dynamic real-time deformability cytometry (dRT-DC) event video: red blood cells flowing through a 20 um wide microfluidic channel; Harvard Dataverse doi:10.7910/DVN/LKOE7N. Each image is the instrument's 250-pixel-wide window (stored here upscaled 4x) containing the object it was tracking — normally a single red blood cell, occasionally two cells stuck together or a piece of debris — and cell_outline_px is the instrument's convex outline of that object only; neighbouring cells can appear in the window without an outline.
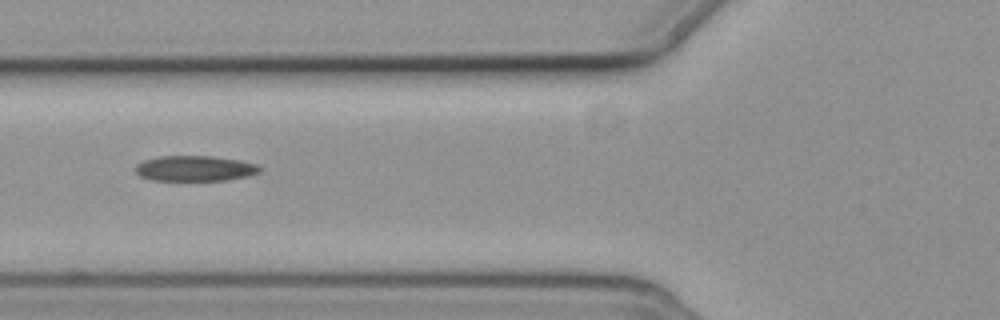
{"species": "common noctule bat (a hibernating species)", "species_latin": "Nyctalus noctula", "temperature_condition": "cold", "stored_images_in_passage": 12, "camera_frame_rate_fps": 3000, "um_per_image_px": 0.085, "animal": {"sex": "female", "body_mass_g": 19.3, "forearm_length_mm": 54.1}, "frame": {"image": 1, "passage_image": 3, "time_ms": 3.333, "image_size_px": [1000, 320], "cell_outline_px": [[264, 168], [260, 172], [248, 176], [228, 180], [152, 180], [140, 176], [136, 172], [136, 164], [144, 160], [160, 156], [212, 156], [240, 160], [260, 164]], "centroid_in_image_um": [16.64, 14.31], "position_along_channel_um": 109.2, "area_um2": 18.61}}
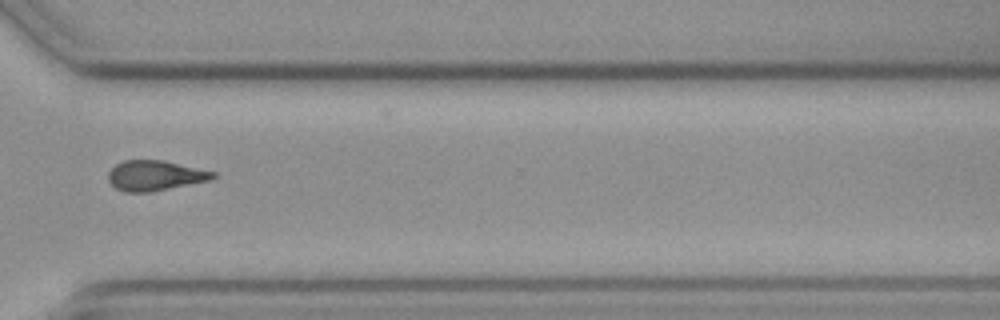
{"frame": {"image": 2, "passage_image": 9, "time_ms": 10.333, "image_size_px": [1000, 320], "cell_outline_px": [[216, 176], [212, 180], [148, 192], [124, 192], [116, 188], [108, 180], [108, 172], [116, 164], [124, 160], [164, 160], [216, 172]], "centroid_in_image_um": [13.19, 14.91], "position_along_channel_um": 357.4, "area_um2": 18.38}}
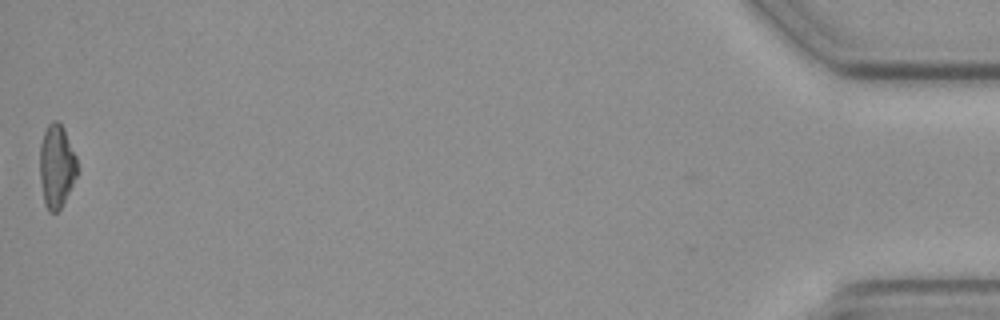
{"frame": {"image": 3, "passage_image": 12, "time_ms": 15.333, "image_size_px": [1000, 320], "cell_outline_px": [[80, 172], [60, 208], [56, 212], [48, 212], [44, 204], [40, 180], [40, 144], [44, 132], [48, 124], [52, 120], [56, 120], [64, 128], [76, 156], [80, 168]], "centroid_in_image_um": [4.83, 14.13], "position_along_channel_um": 430.4, "area_um2": 18.5}, "authors_computed_cell_mechanics": {"area_um2": 18.5538, "velocity_mm_per_s": 3.5522, "shape_relaxation_time_tau1_ms": null, "shape_relaxation_time_tau2_ms": 5.7019, "deformation_change_tau1": null, "deformation_change_tau2": 0.1258}}